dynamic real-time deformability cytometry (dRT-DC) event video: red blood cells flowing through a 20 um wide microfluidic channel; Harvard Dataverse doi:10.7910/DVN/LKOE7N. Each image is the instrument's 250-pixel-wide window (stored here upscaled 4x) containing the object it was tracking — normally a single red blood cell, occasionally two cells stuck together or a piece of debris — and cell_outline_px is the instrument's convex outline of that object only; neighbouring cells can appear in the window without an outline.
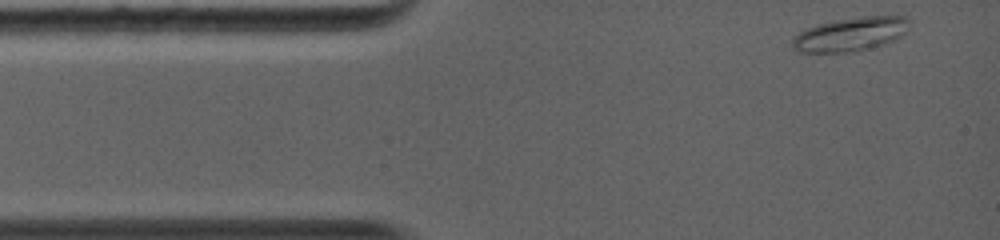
{"species": "common noctule bat (a hibernating species)", "species_latin": "Nyctalus noctula", "temperature_condition": "warm", "stored_images_in_passage": 63, "camera_frame_rate_fps": 5000, "um_per_image_px": 0.085, "animal": {"sex": "female", "body_mass_g": 19.0, "forearm_length_mm": 56.7}, "frame": {"image": 1, "passage_image": 1, "time_ms": 0.0, "image_size_px": [1000, 240], "cell_outline_px": [[908, 20], [904, 32], [900, 36], [884, 44], [852, 52], [796, 52], [792, 48], [792, 40], [800, 32], [816, 24], [836, 20], [864, 16], [908, 16]], "centroid_in_image_um": [72.25, 2.91], "position_along_channel_um": 12.8, "area_um2": 22.72}}
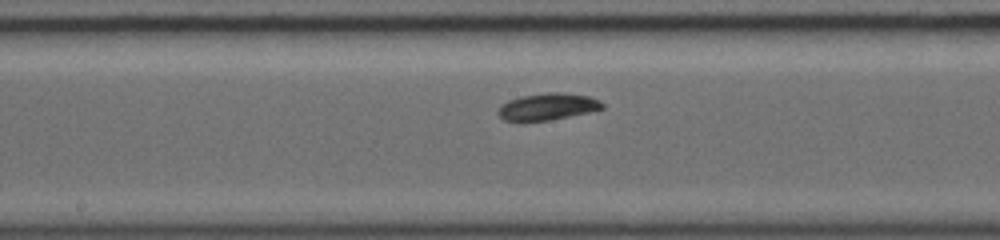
{"frame": {"image": 2, "passage_image": 25, "time_ms": 5.6, "image_size_px": [1000, 240], "cell_outline_px": [[604, 108], [588, 112], [548, 120], [520, 124], [504, 120], [496, 112], [500, 104], [508, 100], [520, 96], [548, 92], [560, 92], [588, 96], [600, 100], [604, 104]], "centroid_in_image_um": [46.45, 9.09], "position_along_channel_um": 201.7, "area_um2": 16.76}}
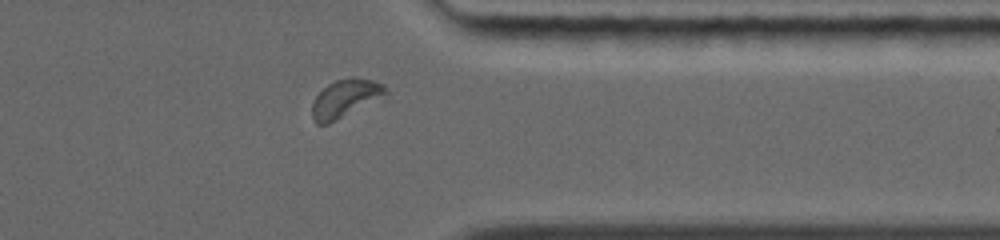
{"frame": {"image": 3, "passage_image": 56, "time_ms": 9.8, "image_size_px": [1000, 240], "cell_outline_px": [[388, 92], [336, 120], [328, 124], [316, 124], [312, 116], [312, 104], [316, 96], [328, 84], [336, 80], [352, 76], [356, 76], [372, 80], [384, 84]], "centroid_in_image_um": [29.3, 8.33], "position_along_channel_um": 382.1, "area_um2": 15.78}, "authors_computed_cell_mechanics": {"area_um2": 16.1262, "velocity_mm_per_s": 4.363, "shape_relaxation_time_tau1_ms": 2.3062, "shape_relaxation_time_tau2_ms": 2.6559, "deformation_change_tau1": 0.0714, "deformation_change_tau2": 0.0613}}